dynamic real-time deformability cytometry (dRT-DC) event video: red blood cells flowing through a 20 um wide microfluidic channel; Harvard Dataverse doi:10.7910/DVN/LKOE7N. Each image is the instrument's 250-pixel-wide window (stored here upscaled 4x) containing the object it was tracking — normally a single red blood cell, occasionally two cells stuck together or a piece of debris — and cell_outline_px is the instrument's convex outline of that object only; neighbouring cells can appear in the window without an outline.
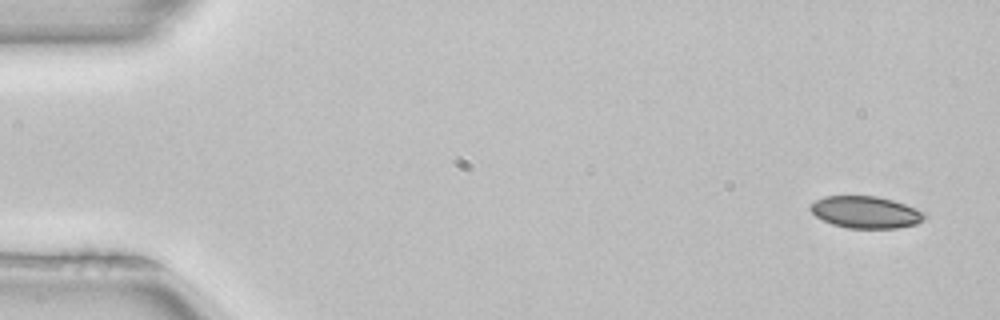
{"species": "common noctule bat (a hibernating species)", "species_latin": "Nyctalus noctula", "temperature_condition": "room temperature", "stored_images_in_passage": 5, "segment_of_instrument_passage": [2, 2], "camera_frame_rate_fps": 3000, "um_per_image_px": 0.085, "animal": {"sex": "female", "body_mass_g": 22.7, "forearm_length_mm": 54.2}, "frame": {"image": 1, "passage_image": 5, "time_ms": 1.333, "image_size_px": [1000, 320], "cell_outline_px": [[928, 216], [924, 220], [916, 224], [896, 228], [848, 228], [832, 224], [816, 216], [808, 208], [816, 200], [824, 196], [876, 196], [892, 200], [916, 208], [924, 212]], "centroid_in_image_um": [73.61, 18.04], "position_along_channel_um": 11.4, "area_um2": 21.21}}